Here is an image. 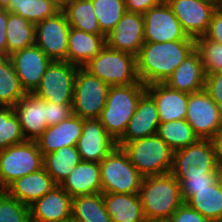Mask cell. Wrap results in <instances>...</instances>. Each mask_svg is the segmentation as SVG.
<instances>
[{"label": "cell", "instance_id": "cell-1", "mask_svg": "<svg viewBox=\"0 0 222 222\" xmlns=\"http://www.w3.org/2000/svg\"><path fill=\"white\" fill-rule=\"evenodd\" d=\"M194 50L195 40L145 42L136 56L139 81L144 85L165 83Z\"/></svg>", "mask_w": 222, "mask_h": 222}, {"label": "cell", "instance_id": "cell-2", "mask_svg": "<svg viewBox=\"0 0 222 222\" xmlns=\"http://www.w3.org/2000/svg\"><path fill=\"white\" fill-rule=\"evenodd\" d=\"M139 196L147 222L168 221L183 203L180 184L171 173L143 177Z\"/></svg>", "mask_w": 222, "mask_h": 222}, {"label": "cell", "instance_id": "cell-3", "mask_svg": "<svg viewBox=\"0 0 222 222\" xmlns=\"http://www.w3.org/2000/svg\"><path fill=\"white\" fill-rule=\"evenodd\" d=\"M145 92L146 85L140 81L130 85L110 86L99 120L116 142L124 135L138 101Z\"/></svg>", "mask_w": 222, "mask_h": 222}, {"label": "cell", "instance_id": "cell-4", "mask_svg": "<svg viewBox=\"0 0 222 222\" xmlns=\"http://www.w3.org/2000/svg\"><path fill=\"white\" fill-rule=\"evenodd\" d=\"M122 148L143 177L171 172L174 151L157 134L128 142Z\"/></svg>", "mask_w": 222, "mask_h": 222}, {"label": "cell", "instance_id": "cell-5", "mask_svg": "<svg viewBox=\"0 0 222 222\" xmlns=\"http://www.w3.org/2000/svg\"><path fill=\"white\" fill-rule=\"evenodd\" d=\"M83 68L109 86L130 85L139 81L136 56L107 45Z\"/></svg>", "mask_w": 222, "mask_h": 222}, {"label": "cell", "instance_id": "cell-6", "mask_svg": "<svg viewBox=\"0 0 222 222\" xmlns=\"http://www.w3.org/2000/svg\"><path fill=\"white\" fill-rule=\"evenodd\" d=\"M219 164L214 144L210 139L174 151L171 174L180 182L189 177H218Z\"/></svg>", "mask_w": 222, "mask_h": 222}, {"label": "cell", "instance_id": "cell-7", "mask_svg": "<svg viewBox=\"0 0 222 222\" xmlns=\"http://www.w3.org/2000/svg\"><path fill=\"white\" fill-rule=\"evenodd\" d=\"M99 166L102 193L139 194L143 176L123 148L117 146Z\"/></svg>", "mask_w": 222, "mask_h": 222}, {"label": "cell", "instance_id": "cell-8", "mask_svg": "<svg viewBox=\"0 0 222 222\" xmlns=\"http://www.w3.org/2000/svg\"><path fill=\"white\" fill-rule=\"evenodd\" d=\"M42 168L43 155L35 141H25L0 150V190Z\"/></svg>", "mask_w": 222, "mask_h": 222}, {"label": "cell", "instance_id": "cell-9", "mask_svg": "<svg viewBox=\"0 0 222 222\" xmlns=\"http://www.w3.org/2000/svg\"><path fill=\"white\" fill-rule=\"evenodd\" d=\"M110 86L79 67L73 94V114L82 119H99L105 107Z\"/></svg>", "mask_w": 222, "mask_h": 222}, {"label": "cell", "instance_id": "cell-10", "mask_svg": "<svg viewBox=\"0 0 222 222\" xmlns=\"http://www.w3.org/2000/svg\"><path fill=\"white\" fill-rule=\"evenodd\" d=\"M78 68L66 61H52L33 93L47 102L72 104Z\"/></svg>", "mask_w": 222, "mask_h": 222}, {"label": "cell", "instance_id": "cell-11", "mask_svg": "<svg viewBox=\"0 0 222 222\" xmlns=\"http://www.w3.org/2000/svg\"><path fill=\"white\" fill-rule=\"evenodd\" d=\"M186 120L199 139L211 140L222 126V113L203 89L188 95Z\"/></svg>", "mask_w": 222, "mask_h": 222}, {"label": "cell", "instance_id": "cell-12", "mask_svg": "<svg viewBox=\"0 0 222 222\" xmlns=\"http://www.w3.org/2000/svg\"><path fill=\"white\" fill-rule=\"evenodd\" d=\"M70 25L63 11L35 24V44L52 60L66 61Z\"/></svg>", "mask_w": 222, "mask_h": 222}, {"label": "cell", "instance_id": "cell-13", "mask_svg": "<svg viewBox=\"0 0 222 222\" xmlns=\"http://www.w3.org/2000/svg\"><path fill=\"white\" fill-rule=\"evenodd\" d=\"M145 42L164 43L175 40H195L185 33L170 6L164 1L143 14Z\"/></svg>", "mask_w": 222, "mask_h": 222}, {"label": "cell", "instance_id": "cell-14", "mask_svg": "<svg viewBox=\"0 0 222 222\" xmlns=\"http://www.w3.org/2000/svg\"><path fill=\"white\" fill-rule=\"evenodd\" d=\"M182 25V29L193 39L205 36L217 6L203 0H165Z\"/></svg>", "mask_w": 222, "mask_h": 222}, {"label": "cell", "instance_id": "cell-15", "mask_svg": "<svg viewBox=\"0 0 222 222\" xmlns=\"http://www.w3.org/2000/svg\"><path fill=\"white\" fill-rule=\"evenodd\" d=\"M9 57L26 93H33L37 89L52 62L36 44L18 50Z\"/></svg>", "mask_w": 222, "mask_h": 222}, {"label": "cell", "instance_id": "cell-16", "mask_svg": "<svg viewBox=\"0 0 222 222\" xmlns=\"http://www.w3.org/2000/svg\"><path fill=\"white\" fill-rule=\"evenodd\" d=\"M99 119H84L82 134L76 144L81 160L100 163L116 147Z\"/></svg>", "mask_w": 222, "mask_h": 222}, {"label": "cell", "instance_id": "cell-17", "mask_svg": "<svg viewBox=\"0 0 222 222\" xmlns=\"http://www.w3.org/2000/svg\"><path fill=\"white\" fill-rule=\"evenodd\" d=\"M144 40V18L142 14L125 12L114 29L106 35V45L115 50L137 56Z\"/></svg>", "mask_w": 222, "mask_h": 222}, {"label": "cell", "instance_id": "cell-18", "mask_svg": "<svg viewBox=\"0 0 222 222\" xmlns=\"http://www.w3.org/2000/svg\"><path fill=\"white\" fill-rule=\"evenodd\" d=\"M160 124L154 99L145 92L138 101L136 111L127 124L124 135L117 141L118 147L136 139L155 135Z\"/></svg>", "mask_w": 222, "mask_h": 222}, {"label": "cell", "instance_id": "cell-19", "mask_svg": "<svg viewBox=\"0 0 222 222\" xmlns=\"http://www.w3.org/2000/svg\"><path fill=\"white\" fill-rule=\"evenodd\" d=\"M13 108L26 141L36 142L48 128L46 101L34 93H26Z\"/></svg>", "mask_w": 222, "mask_h": 222}, {"label": "cell", "instance_id": "cell-20", "mask_svg": "<svg viewBox=\"0 0 222 222\" xmlns=\"http://www.w3.org/2000/svg\"><path fill=\"white\" fill-rule=\"evenodd\" d=\"M72 197L59 185L30 205L33 222H67L71 218Z\"/></svg>", "mask_w": 222, "mask_h": 222}, {"label": "cell", "instance_id": "cell-21", "mask_svg": "<svg viewBox=\"0 0 222 222\" xmlns=\"http://www.w3.org/2000/svg\"><path fill=\"white\" fill-rule=\"evenodd\" d=\"M83 120L72 114L60 123L48 126L36 141L42 155L44 156L65 146H76L82 134Z\"/></svg>", "mask_w": 222, "mask_h": 222}, {"label": "cell", "instance_id": "cell-22", "mask_svg": "<svg viewBox=\"0 0 222 222\" xmlns=\"http://www.w3.org/2000/svg\"><path fill=\"white\" fill-rule=\"evenodd\" d=\"M146 92L156 102L160 122L186 119L188 93L173 90L164 83L146 85Z\"/></svg>", "mask_w": 222, "mask_h": 222}, {"label": "cell", "instance_id": "cell-23", "mask_svg": "<svg viewBox=\"0 0 222 222\" xmlns=\"http://www.w3.org/2000/svg\"><path fill=\"white\" fill-rule=\"evenodd\" d=\"M57 186L44 167L22 176L9 184L4 191L11 197L30 206Z\"/></svg>", "mask_w": 222, "mask_h": 222}, {"label": "cell", "instance_id": "cell-24", "mask_svg": "<svg viewBox=\"0 0 222 222\" xmlns=\"http://www.w3.org/2000/svg\"><path fill=\"white\" fill-rule=\"evenodd\" d=\"M169 88L188 94L199 92L205 86V73L199 52L195 49L165 81Z\"/></svg>", "mask_w": 222, "mask_h": 222}, {"label": "cell", "instance_id": "cell-25", "mask_svg": "<svg viewBox=\"0 0 222 222\" xmlns=\"http://www.w3.org/2000/svg\"><path fill=\"white\" fill-rule=\"evenodd\" d=\"M106 46L104 34H91L70 27L66 62L83 67Z\"/></svg>", "mask_w": 222, "mask_h": 222}, {"label": "cell", "instance_id": "cell-26", "mask_svg": "<svg viewBox=\"0 0 222 222\" xmlns=\"http://www.w3.org/2000/svg\"><path fill=\"white\" fill-rule=\"evenodd\" d=\"M60 187L72 198L79 195L102 193L99 163L82 160L73 168Z\"/></svg>", "mask_w": 222, "mask_h": 222}, {"label": "cell", "instance_id": "cell-27", "mask_svg": "<svg viewBox=\"0 0 222 222\" xmlns=\"http://www.w3.org/2000/svg\"><path fill=\"white\" fill-rule=\"evenodd\" d=\"M181 196L183 202L211 222H222V189L218 180L207 189L181 190Z\"/></svg>", "mask_w": 222, "mask_h": 222}, {"label": "cell", "instance_id": "cell-28", "mask_svg": "<svg viewBox=\"0 0 222 222\" xmlns=\"http://www.w3.org/2000/svg\"><path fill=\"white\" fill-rule=\"evenodd\" d=\"M112 222H147L139 194L103 193Z\"/></svg>", "mask_w": 222, "mask_h": 222}, {"label": "cell", "instance_id": "cell-29", "mask_svg": "<svg viewBox=\"0 0 222 222\" xmlns=\"http://www.w3.org/2000/svg\"><path fill=\"white\" fill-rule=\"evenodd\" d=\"M80 153L76 146H65L43 156V167L52 177L56 185L69 176L73 168L81 162Z\"/></svg>", "mask_w": 222, "mask_h": 222}, {"label": "cell", "instance_id": "cell-30", "mask_svg": "<svg viewBox=\"0 0 222 222\" xmlns=\"http://www.w3.org/2000/svg\"><path fill=\"white\" fill-rule=\"evenodd\" d=\"M71 217L84 222H112L107 212L103 193L73 197Z\"/></svg>", "mask_w": 222, "mask_h": 222}, {"label": "cell", "instance_id": "cell-31", "mask_svg": "<svg viewBox=\"0 0 222 222\" xmlns=\"http://www.w3.org/2000/svg\"><path fill=\"white\" fill-rule=\"evenodd\" d=\"M7 56L35 44V24L8 10Z\"/></svg>", "mask_w": 222, "mask_h": 222}, {"label": "cell", "instance_id": "cell-32", "mask_svg": "<svg viewBox=\"0 0 222 222\" xmlns=\"http://www.w3.org/2000/svg\"><path fill=\"white\" fill-rule=\"evenodd\" d=\"M26 95L9 56H0V106L14 107Z\"/></svg>", "mask_w": 222, "mask_h": 222}, {"label": "cell", "instance_id": "cell-33", "mask_svg": "<svg viewBox=\"0 0 222 222\" xmlns=\"http://www.w3.org/2000/svg\"><path fill=\"white\" fill-rule=\"evenodd\" d=\"M70 27L91 34H103L95 15L92 0H72L62 10Z\"/></svg>", "mask_w": 222, "mask_h": 222}, {"label": "cell", "instance_id": "cell-34", "mask_svg": "<svg viewBox=\"0 0 222 222\" xmlns=\"http://www.w3.org/2000/svg\"><path fill=\"white\" fill-rule=\"evenodd\" d=\"M173 151L185 148L196 143L199 137L194 133L193 128L186 119L160 122L157 133Z\"/></svg>", "mask_w": 222, "mask_h": 222}, {"label": "cell", "instance_id": "cell-35", "mask_svg": "<svg viewBox=\"0 0 222 222\" xmlns=\"http://www.w3.org/2000/svg\"><path fill=\"white\" fill-rule=\"evenodd\" d=\"M8 10L34 24L53 17L60 11L48 0L11 1Z\"/></svg>", "mask_w": 222, "mask_h": 222}, {"label": "cell", "instance_id": "cell-36", "mask_svg": "<svg viewBox=\"0 0 222 222\" xmlns=\"http://www.w3.org/2000/svg\"><path fill=\"white\" fill-rule=\"evenodd\" d=\"M101 32L106 36L126 12L124 0H92Z\"/></svg>", "mask_w": 222, "mask_h": 222}, {"label": "cell", "instance_id": "cell-37", "mask_svg": "<svg viewBox=\"0 0 222 222\" xmlns=\"http://www.w3.org/2000/svg\"><path fill=\"white\" fill-rule=\"evenodd\" d=\"M26 141L13 107L0 106V150Z\"/></svg>", "mask_w": 222, "mask_h": 222}, {"label": "cell", "instance_id": "cell-38", "mask_svg": "<svg viewBox=\"0 0 222 222\" xmlns=\"http://www.w3.org/2000/svg\"><path fill=\"white\" fill-rule=\"evenodd\" d=\"M195 49L199 52L205 74L222 72V44L200 36L195 39Z\"/></svg>", "mask_w": 222, "mask_h": 222}, {"label": "cell", "instance_id": "cell-39", "mask_svg": "<svg viewBox=\"0 0 222 222\" xmlns=\"http://www.w3.org/2000/svg\"><path fill=\"white\" fill-rule=\"evenodd\" d=\"M30 206L0 190V222H30Z\"/></svg>", "mask_w": 222, "mask_h": 222}, {"label": "cell", "instance_id": "cell-40", "mask_svg": "<svg viewBox=\"0 0 222 222\" xmlns=\"http://www.w3.org/2000/svg\"><path fill=\"white\" fill-rule=\"evenodd\" d=\"M72 114V104H56L55 102L46 101L45 119L48 126L58 124Z\"/></svg>", "mask_w": 222, "mask_h": 222}, {"label": "cell", "instance_id": "cell-41", "mask_svg": "<svg viewBox=\"0 0 222 222\" xmlns=\"http://www.w3.org/2000/svg\"><path fill=\"white\" fill-rule=\"evenodd\" d=\"M204 90L218 105L222 113V72L205 74Z\"/></svg>", "mask_w": 222, "mask_h": 222}, {"label": "cell", "instance_id": "cell-42", "mask_svg": "<svg viewBox=\"0 0 222 222\" xmlns=\"http://www.w3.org/2000/svg\"><path fill=\"white\" fill-rule=\"evenodd\" d=\"M167 222H211L199 212L183 202Z\"/></svg>", "mask_w": 222, "mask_h": 222}, {"label": "cell", "instance_id": "cell-43", "mask_svg": "<svg viewBox=\"0 0 222 222\" xmlns=\"http://www.w3.org/2000/svg\"><path fill=\"white\" fill-rule=\"evenodd\" d=\"M218 180V177H189L182 179L180 184L181 190H203L213 185Z\"/></svg>", "mask_w": 222, "mask_h": 222}, {"label": "cell", "instance_id": "cell-44", "mask_svg": "<svg viewBox=\"0 0 222 222\" xmlns=\"http://www.w3.org/2000/svg\"><path fill=\"white\" fill-rule=\"evenodd\" d=\"M205 36L222 44V7L218 6L214 10L209 29Z\"/></svg>", "mask_w": 222, "mask_h": 222}, {"label": "cell", "instance_id": "cell-45", "mask_svg": "<svg viewBox=\"0 0 222 222\" xmlns=\"http://www.w3.org/2000/svg\"><path fill=\"white\" fill-rule=\"evenodd\" d=\"M165 0H124L127 12L144 14L152 7L161 5Z\"/></svg>", "mask_w": 222, "mask_h": 222}, {"label": "cell", "instance_id": "cell-46", "mask_svg": "<svg viewBox=\"0 0 222 222\" xmlns=\"http://www.w3.org/2000/svg\"><path fill=\"white\" fill-rule=\"evenodd\" d=\"M8 9L0 8V56H7L6 30Z\"/></svg>", "mask_w": 222, "mask_h": 222}, {"label": "cell", "instance_id": "cell-47", "mask_svg": "<svg viewBox=\"0 0 222 222\" xmlns=\"http://www.w3.org/2000/svg\"><path fill=\"white\" fill-rule=\"evenodd\" d=\"M211 140L214 144L218 164L222 166V126L217 130Z\"/></svg>", "mask_w": 222, "mask_h": 222}, {"label": "cell", "instance_id": "cell-48", "mask_svg": "<svg viewBox=\"0 0 222 222\" xmlns=\"http://www.w3.org/2000/svg\"><path fill=\"white\" fill-rule=\"evenodd\" d=\"M55 5L60 11H62L72 0H48Z\"/></svg>", "mask_w": 222, "mask_h": 222}, {"label": "cell", "instance_id": "cell-49", "mask_svg": "<svg viewBox=\"0 0 222 222\" xmlns=\"http://www.w3.org/2000/svg\"><path fill=\"white\" fill-rule=\"evenodd\" d=\"M11 0H0V8L9 9Z\"/></svg>", "mask_w": 222, "mask_h": 222}, {"label": "cell", "instance_id": "cell-50", "mask_svg": "<svg viewBox=\"0 0 222 222\" xmlns=\"http://www.w3.org/2000/svg\"><path fill=\"white\" fill-rule=\"evenodd\" d=\"M218 182H219L221 189H222V166H219V168H218Z\"/></svg>", "mask_w": 222, "mask_h": 222}, {"label": "cell", "instance_id": "cell-51", "mask_svg": "<svg viewBox=\"0 0 222 222\" xmlns=\"http://www.w3.org/2000/svg\"><path fill=\"white\" fill-rule=\"evenodd\" d=\"M67 222H84V221L71 217Z\"/></svg>", "mask_w": 222, "mask_h": 222}, {"label": "cell", "instance_id": "cell-52", "mask_svg": "<svg viewBox=\"0 0 222 222\" xmlns=\"http://www.w3.org/2000/svg\"><path fill=\"white\" fill-rule=\"evenodd\" d=\"M203 1L214 3L218 7V0H203Z\"/></svg>", "mask_w": 222, "mask_h": 222}, {"label": "cell", "instance_id": "cell-53", "mask_svg": "<svg viewBox=\"0 0 222 222\" xmlns=\"http://www.w3.org/2000/svg\"><path fill=\"white\" fill-rule=\"evenodd\" d=\"M218 6L222 7V0H218Z\"/></svg>", "mask_w": 222, "mask_h": 222}]
</instances>
